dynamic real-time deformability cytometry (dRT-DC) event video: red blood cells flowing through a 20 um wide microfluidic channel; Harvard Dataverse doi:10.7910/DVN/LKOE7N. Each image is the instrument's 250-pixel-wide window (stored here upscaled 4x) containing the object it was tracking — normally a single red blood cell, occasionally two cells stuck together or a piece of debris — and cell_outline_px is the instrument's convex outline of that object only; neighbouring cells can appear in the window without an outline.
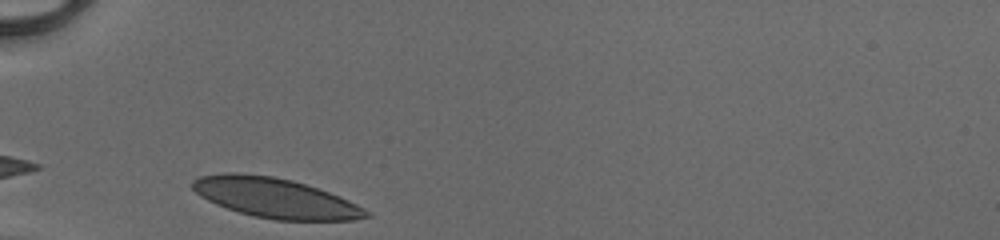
{"species": "human", "species_latin": "Homo sapiens", "temperature_condition": "cold", "stored_images_in_passage": 26, "camera_frame_rate_fps": 3000, "um_per_image_px": 0.085, "donor": {"sex": "male"}, "frame": {"image": 1, "passage_image": 1, "time_ms": 0.0, "image_size_px": [1000, 240], "cell_outline_px": [[372, 216], [352, 220], [272, 220], [252, 216], [216, 204], [200, 196], [192, 188], [192, 180], [200, 176], [224, 172], [232, 172], [272, 176], [292, 180], [328, 192], [348, 200], [364, 208]], "centroid_in_image_um": [23.37, 16.82], "position_along_channel_um": 61.6, "area_um2": 40.06}}
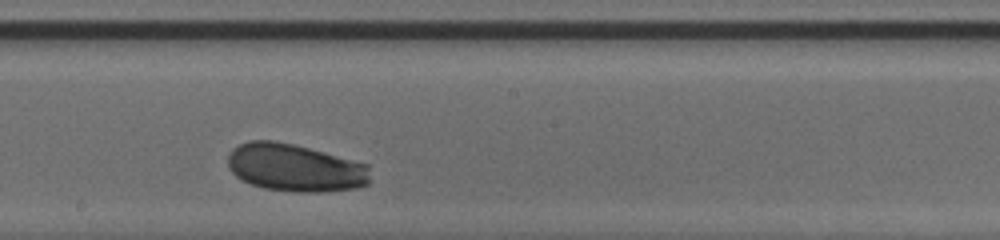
{"frame": {"image": 2, "passage_image": 14, "time_ms": 4.333, "image_size_px": [1000, 240], "cell_outline_px": [[368, 184], [360, 188], [320, 192], [296, 192], [264, 188], [252, 184], [236, 176], [228, 168], [228, 156], [232, 148], [248, 140], [272, 140], [292, 144], [308, 148], [368, 164]], "centroid_in_image_um": [25.06, 14.26], "position_along_channel_um": 223.1, "area_um2": 39.42}}
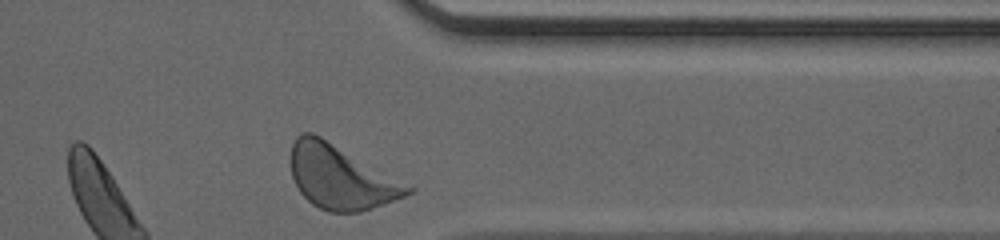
{"frame": {"image": 3, "passage_image": 26, "time_ms": 8.333, "image_size_px": [1000, 240], "cell_outline_px": [[416, 192], [372, 208], [360, 212], [328, 212], [312, 204], [300, 192], [292, 176], [288, 160], [292, 144], [296, 136], [304, 132], [312, 132], [320, 136], [416, 188]], "centroid_in_image_um": [28.94, 15.05], "position_along_channel_um": 382.5, "area_um2": 43.58}, "authors_computed_cell_mechanics": {"area_um2": 39.4196, "velocity_mm_per_s": 4.0258, "shape_relaxation_time_tau1_ms": 0.9235, "shape_relaxation_time_tau2_ms": null, "deformation_change_tau1": 0.0809, "deformation_change_tau2": null}}